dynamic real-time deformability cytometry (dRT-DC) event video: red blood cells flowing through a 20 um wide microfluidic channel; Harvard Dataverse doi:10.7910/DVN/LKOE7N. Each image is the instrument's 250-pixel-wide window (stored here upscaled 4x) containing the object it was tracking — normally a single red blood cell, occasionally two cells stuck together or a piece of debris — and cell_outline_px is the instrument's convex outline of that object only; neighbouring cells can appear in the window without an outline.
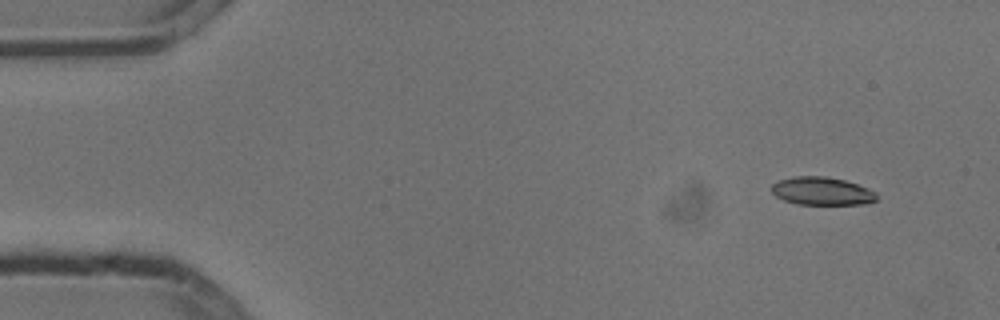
{"species": "common noctule bat (a hibernating species)", "species_latin": "Nyctalus noctula", "temperature_condition": "cold", "stored_images_in_passage": 5, "segment_of_instrument_passage": [1, 2], "camera_frame_rate_fps": 3000, "um_per_image_px": 0.085, "animal": {"sex": "male", "body_mass_g": 13.3}, "frame": {"image": 1, "passage_image": 1, "time_ms": 0.0, "image_size_px": [1000, 320], "cell_outline_px": [[876, 200], [868, 204], [796, 204], [784, 200], [776, 196], [772, 192], [772, 184], [780, 180], [792, 176], [824, 176], [844, 180], [868, 188], [876, 192]], "centroid_in_image_um": [69.86, 16.24], "position_along_channel_um": 15.1, "area_um2": 17.11}}
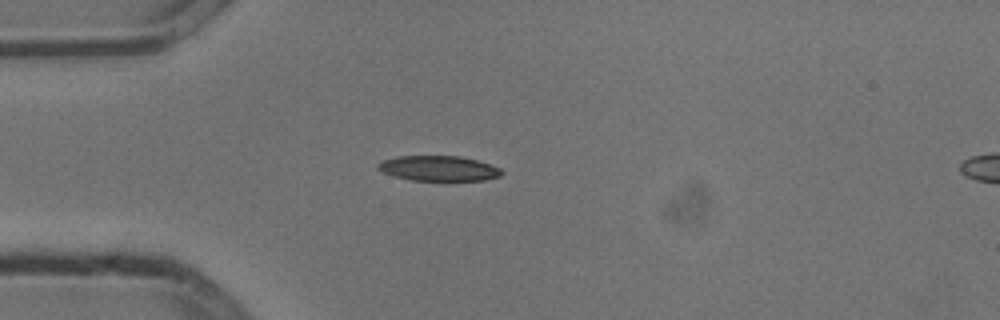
{"frame": {"image": 2, "passage_image": 4, "time_ms": 1.0, "image_size_px": [1000, 320], "cell_outline_px": [[504, 172], [500, 176], [484, 180], [412, 180], [396, 176], [384, 172], [376, 168], [376, 164], [384, 160], [396, 156], [460, 156], [476, 160], [500, 168]], "centroid_in_image_um": [37.28, 14.3], "position_along_channel_um": 47.7, "area_um2": 17.92}}